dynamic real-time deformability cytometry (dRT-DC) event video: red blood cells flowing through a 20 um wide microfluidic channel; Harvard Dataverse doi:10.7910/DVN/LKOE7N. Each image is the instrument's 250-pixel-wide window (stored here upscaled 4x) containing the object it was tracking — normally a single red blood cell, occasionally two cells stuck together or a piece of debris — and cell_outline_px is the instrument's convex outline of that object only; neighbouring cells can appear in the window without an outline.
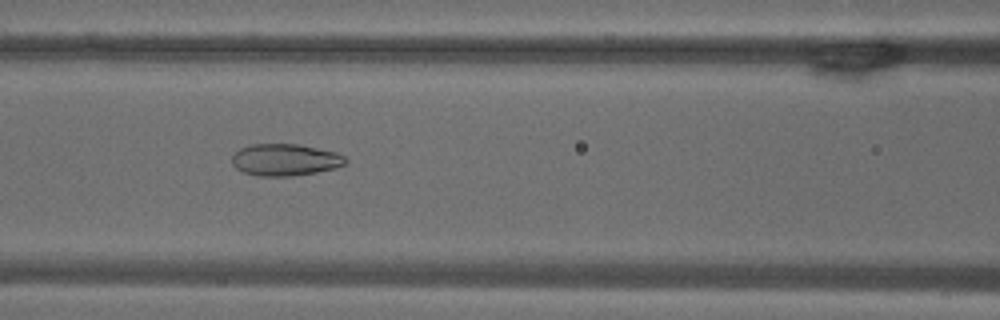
{"species": "common noctule bat (a hibernating species)", "species_latin": "Nyctalus noctula", "temperature_condition": "warm", "stored_images_in_passage": 51, "camera_frame_rate_fps": 3000, "um_per_image_px": 0.085, "animal": {"sex": "male", "body_mass_g": 18.8}, "frame": {"image": 1, "passage_image": 20, "time_ms": 6.333, "image_size_px": [1000, 320], "cell_outline_px": [[348, 160], [344, 164], [336, 168], [316, 172], [292, 176], [260, 176], [244, 172], [236, 168], [232, 164], [232, 156], [240, 148], [252, 144], [296, 144], [336, 152], [344, 156]], "centroid_in_image_um": [24.23, 13.58], "position_along_channel_um": 142.4, "area_um2": 20.98}}
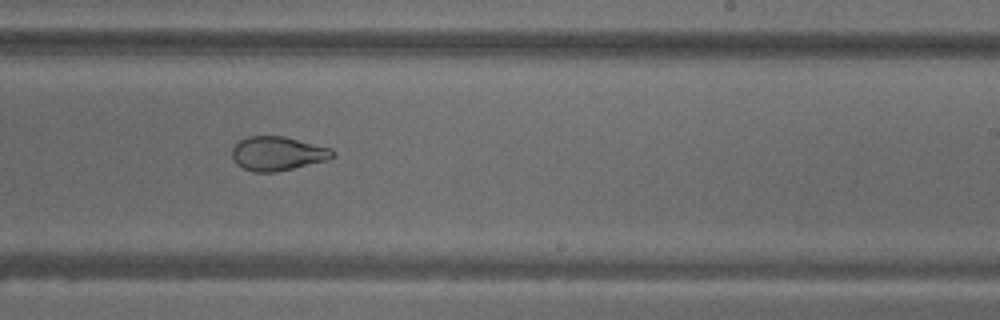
{"frame": {"image": 2, "passage_image": 30, "time_ms": 9.667, "image_size_px": [1000, 320], "cell_outline_px": [[336, 156], [328, 160], [276, 172], [252, 172], [236, 164], [232, 156], [232, 148], [240, 140], [248, 136], [284, 136], [332, 148], [336, 152]], "centroid_in_image_um": [23.63, 13.05], "position_along_channel_um": 265.4, "area_um2": 20.11}}
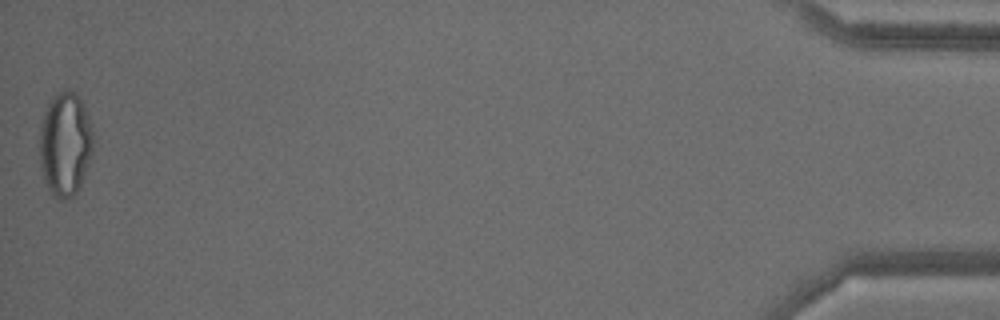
{"frame": {"image": 3, "passage_image": 51, "time_ms": 16.667, "image_size_px": [1000, 320], "cell_outline_px": [[96, 140], [92, 156], [80, 188], [68, 200], [60, 200], [52, 196], [44, 180], [40, 164], [40, 124], [44, 112], [52, 96], [64, 88], [68, 88], [76, 92], [80, 96]], "centroid_in_image_um": [5.56, 12.24], "position_along_channel_um": 429.6, "area_um2": 33.35}, "authors_computed_cell_mechanics": {"area_um2": 26.4724, "velocity_mm_per_s": 3.6988, "shape_relaxation_time_tau1_ms": null, "shape_relaxation_time_tau2_ms": 1.1581, "deformation_change_tau1": null, "deformation_change_tau2": 0.0752}}